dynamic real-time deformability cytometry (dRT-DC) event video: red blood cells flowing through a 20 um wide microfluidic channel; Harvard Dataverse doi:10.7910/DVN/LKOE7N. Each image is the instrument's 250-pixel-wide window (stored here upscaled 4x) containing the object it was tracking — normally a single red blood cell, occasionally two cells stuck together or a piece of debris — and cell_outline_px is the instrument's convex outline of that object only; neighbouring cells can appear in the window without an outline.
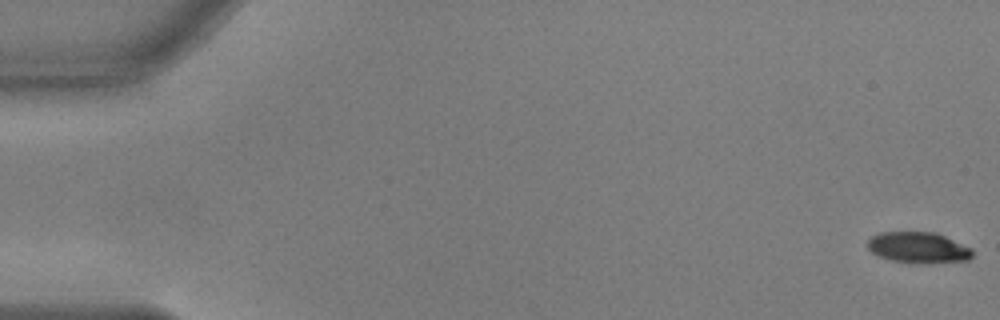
{"species": "common noctule bat (a hibernating species)", "species_latin": "Nyctalus noctula", "temperature_condition": "warm", "stored_images_in_passage": 56, "camera_frame_rate_fps": 3000, "um_per_image_px": 0.085, "animal": {"sex": "male", "body_mass_g": 17.9, "forearm_length_mm": 54.2}, "frame": {"image": 1, "passage_image": 1, "time_ms": 0.0, "image_size_px": [1000, 320], "cell_outline_px": [[972, 256], [968, 260], [892, 260], [880, 256], [872, 252], [868, 248], [868, 240], [872, 236], [880, 232], [936, 232], [972, 248]], "centroid_in_image_um": [78.03, 20.97], "position_along_channel_um": 7.0, "area_um2": 17.8}}
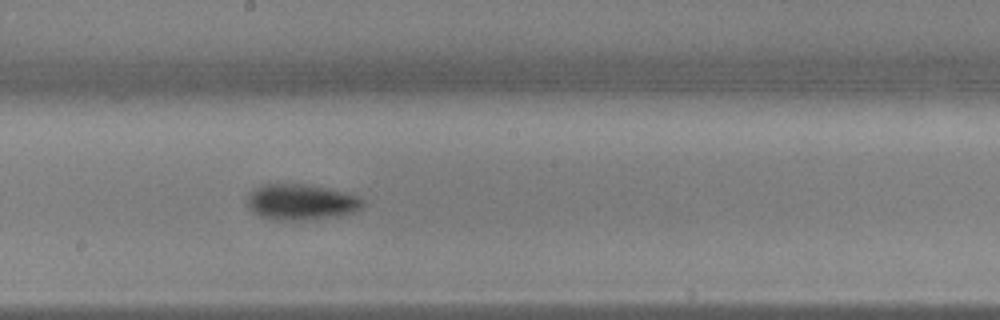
{"frame": {"image": 2, "passage_image": 31, "time_ms": 10.0, "image_size_px": [1000, 320], "cell_outline_px": [[364, 204], [360, 208], [352, 212], [336, 216], [304, 220], [272, 220], [260, 216], [252, 212], [248, 208], [248, 192], [260, 184], [304, 184], [328, 188], [360, 196], [364, 200]], "centroid_in_image_um": [25.55, 17.17], "position_along_channel_um": 222.6, "area_um2": 24.28}}
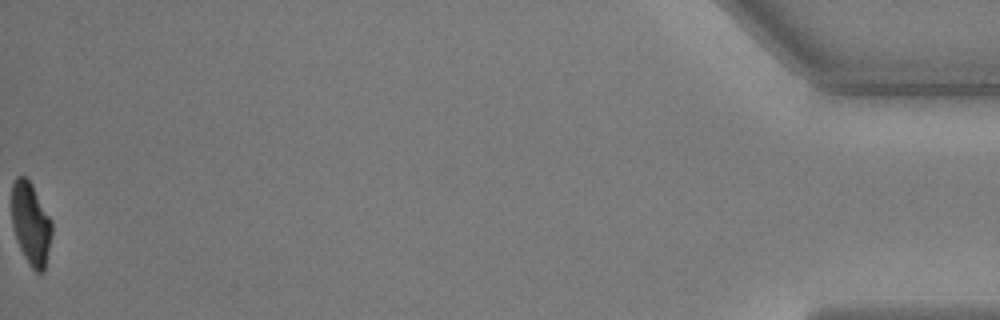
{"frame": {"image": 3, "passage_image": 56, "time_ms": 18.333, "image_size_px": [1000, 320], "cell_outline_px": [[52, 232], [44, 272], [36, 272], [28, 264], [20, 248], [12, 228], [12, 184], [16, 176], [28, 176], [52, 220]], "centroid_in_image_um": [2.62, 18.98], "position_along_channel_um": 432.6, "area_um2": 19.54}, "authors_computed_cell_mechanics": {"area_um2": 21.8484, "velocity_mm_per_s": 3.6794, "shape_relaxation_time_tau1_ms": 2.5061, "shape_relaxation_time_tau2_ms": 6.6644, "deformation_change_tau1": 0.1779, "deformation_change_tau2": 0.1073}}